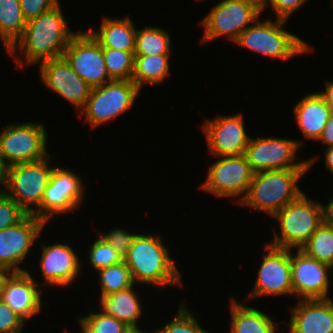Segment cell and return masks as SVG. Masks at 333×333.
Masks as SVG:
<instances>
[{"mask_svg": "<svg viewBox=\"0 0 333 333\" xmlns=\"http://www.w3.org/2000/svg\"><path fill=\"white\" fill-rule=\"evenodd\" d=\"M61 8V5H58L27 21L23 35L9 52L17 61L16 68L24 67L25 63L31 65L63 56L69 42L77 33L68 30ZM18 50L24 60L17 57L15 51Z\"/></svg>", "mask_w": 333, "mask_h": 333, "instance_id": "cell-1", "label": "cell"}, {"mask_svg": "<svg viewBox=\"0 0 333 333\" xmlns=\"http://www.w3.org/2000/svg\"><path fill=\"white\" fill-rule=\"evenodd\" d=\"M160 235L137 234L124 257L134 283L182 286L180 271Z\"/></svg>", "mask_w": 333, "mask_h": 333, "instance_id": "cell-2", "label": "cell"}, {"mask_svg": "<svg viewBox=\"0 0 333 333\" xmlns=\"http://www.w3.org/2000/svg\"><path fill=\"white\" fill-rule=\"evenodd\" d=\"M308 169H275L255 172L240 205L273 216L296 200L303 191L298 182Z\"/></svg>", "mask_w": 333, "mask_h": 333, "instance_id": "cell-3", "label": "cell"}, {"mask_svg": "<svg viewBox=\"0 0 333 333\" xmlns=\"http://www.w3.org/2000/svg\"><path fill=\"white\" fill-rule=\"evenodd\" d=\"M311 201L303 192L296 200L279 210L273 217L280 223V235L274 233L275 248L301 249L324 222V206Z\"/></svg>", "mask_w": 333, "mask_h": 333, "instance_id": "cell-4", "label": "cell"}, {"mask_svg": "<svg viewBox=\"0 0 333 333\" xmlns=\"http://www.w3.org/2000/svg\"><path fill=\"white\" fill-rule=\"evenodd\" d=\"M285 23L287 21L282 19H276L275 22L270 19L261 22L257 19L241 33L235 43L264 56L282 60L311 52V45L282 29Z\"/></svg>", "mask_w": 333, "mask_h": 333, "instance_id": "cell-5", "label": "cell"}, {"mask_svg": "<svg viewBox=\"0 0 333 333\" xmlns=\"http://www.w3.org/2000/svg\"><path fill=\"white\" fill-rule=\"evenodd\" d=\"M262 12L261 0H222L200 22L205 28L201 43L223 35L235 43Z\"/></svg>", "mask_w": 333, "mask_h": 333, "instance_id": "cell-6", "label": "cell"}, {"mask_svg": "<svg viewBox=\"0 0 333 333\" xmlns=\"http://www.w3.org/2000/svg\"><path fill=\"white\" fill-rule=\"evenodd\" d=\"M49 157L50 155L36 162L15 164L5 170L4 193L15 200L27 214H32L40 206L49 183L54 169V166L48 165Z\"/></svg>", "mask_w": 333, "mask_h": 333, "instance_id": "cell-7", "label": "cell"}, {"mask_svg": "<svg viewBox=\"0 0 333 333\" xmlns=\"http://www.w3.org/2000/svg\"><path fill=\"white\" fill-rule=\"evenodd\" d=\"M42 123L9 124L0 134V159L5 168L40 161L49 156Z\"/></svg>", "mask_w": 333, "mask_h": 333, "instance_id": "cell-8", "label": "cell"}, {"mask_svg": "<svg viewBox=\"0 0 333 333\" xmlns=\"http://www.w3.org/2000/svg\"><path fill=\"white\" fill-rule=\"evenodd\" d=\"M140 89L132 80H112L91 88L86 105L80 114L94 129L129 110Z\"/></svg>", "mask_w": 333, "mask_h": 333, "instance_id": "cell-9", "label": "cell"}, {"mask_svg": "<svg viewBox=\"0 0 333 333\" xmlns=\"http://www.w3.org/2000/svg\"><path fill=\"white\" fill-rule=\"evenodd\" d=\"M302 144L295 139L251 137L244 156L254 173L275 169H310L316 161L315 156L295 162L296 153Z\"/></svg>", "mask_w": 333, "mask_h": 333, "instance_id": "cell-10", "label": "cell"}, {"mask_svg": "<svg viewBox=\"0 0 333 333\" xmlns=\"http://www.w3.org/2000/svg\"><path fill=\"white\" fill-rule=\"evenodd\" d=\"M218 158L220 160L210 164L207 179L200 188L217 197H239V204L248 191L254 172L244 155Z\"/></svg>", "mask_w": 333, "mask_h": 333, "instance_id": "cell-11", "label": "cell"}, {"mask_svg": "<svg viewBox=\"0 0 333 333\" xmlns=\"http://www.w3.org/2000/svg\"><path fill=\"white\" fill-rule=\"evenodd\" d=\"M80 179L76 173L55 166L40 206L32 214L47 223L53 214L59 216L76 210L83 201L85 188Z\"/></svg>", "mask_w": 333, "mask_h": 333, "instance_id": "cell-12", "label": "cell"}, {"mask_svg": "<svg viewBox=\"0 0 333 333\" xmlns=\"http://www.w3.org/2000/svg\"><path fill=\"white\" fill-rule=\"evenodd\" d=\"M75 73L91 88L112 81L108 75L102 46L86 32H77L63 53Z\"/></svg>", "mask_w": 333, "mask_h": 333, "instance_id": "cell-13", "label": "cell"}, {"mask_svg": "<svg viewBox=\"0 0 333 333\" xmlns=\"http://www.w3.org/2000/svg\"><path fill=\"white\" fill-rule=\"evenodd\" d=\"M265 254L253 289L246 299L270 295H294L291 282V249L265 244ZM249 297V298H248Z\"/></svg>", "mask_w": 333, "mask_h": 333, "instance_id": "cell-14", "label": "cell"}, {"mask_svg": "<svg viewBox=\"0 0 333 333\" xmlns=\"http://www.w3.org/2000/svg\"><path fill=\"white\" fill-rule=\"evenodd\" d=\"M44 220L27 214L19 223L0 231V266L10 272H26L22 263L35 240L40 236Z\"/></svg>", "mask_w": 333, "mask_h": 333, "instance_id": "cell-15", "label": "cell"}, {"mask_svg": "<svg viewBox=\"0 0 333 333\" xmlns=\"http://www.w3.org/2000/svg\"><path fill=\"white\" fill-rule=\"evenodd\" d=\"M202 124L210 153L217 157L244 155L251 137L245 131L242 113L216 116Z\"/></svg>", "mask_w": 333, "mask_h": 333, "instance_id": "cell-16", "label": "cell"}, {"mask_svg": "<svg viewBox=\"0 0 333 333\" xmlns=\"http://www.w3.org/2000/svg\"><path fill=\"white\" fill-rule=\"evenodd\" d=\"M291 250V282L293 294L300 299H328L332 267L309 257L301 249Z\"/></svg>", "mask_w": 333, "mask_h": 333, "instance_id": "cell-17", "label": "cell"}, {"mask_svg": "<svg viewBox=\"0 0 333 333\" xmlns=\"http://www.w3.org/2000/svg\"><path fill=\"white\" fill-rule=\"evenodd\" d=\"M40 65L39 73L44 85L81 112L91 87L75 73L63 56L43 61Z\"/></svg>", "mask_w": 333, "mask_h": 333, "instance_id": "cell-18", "label": "cell"}, {"mask_svg": "<svg viewBox=\"0 0 333 333\" xmlns=\"http://www.w3.org/2000/svg\"><path fill=\"white\" fill-rule=\"evenodd\" d=\"M29 271L11 272L5 279L0 299L25 322L41 310L40 289Z\"/></svg>", "mask_w": 333, "mask_h": 333, "instance_id": "cell-19", "label": "cell"}, {"mask_svg": "<svg viewBox=\"0 0 333 333\" xmlns=\"http://www.w3.org/2000/svg\"><path fill=\"white\" fill-rule=\"evenodd\" d=\"M80 260L69 244H42L40 258L41 272L45 282L43 285L67 286L78 278Z\"/></svg>", "mask_w": 333, "mask_h": 333, "instance_id": "cell-20", "label": "cell"}, {"mask_svg": "<svg viewBox=\"0 0 333 333\" xmlns=\"http://www.w3.org/2000/svg\"><path fill=\"white\" fill-rule=\"evenodd\" d=\"M291 308L288 333H333V300L300 299Z\"/></svg>", "mask_w": 333, "mask_h": 333, "instance_id": "cell-21", "label": "cell"}, {"mask_svg": "<svg viewBox=\"0 0 333 333\" xmlns=\"http://www.w3.org/2000/svg\"><path fill=\"white\" fill-rule=\"evenodd\" d=\"M295 119L305 138L318 140L332 110L319 93H309L295 104Z\"/></svg>", "mask_w": 333, "mask_h": 333, "instance_id": "cell-22", "label": "cell"}, {"mask_svg": "<svg viewBox=\"0 0 333 333\" xmlns=\"http://www.w3.org/2000/svg\"><path fill=\"white\" fill-rule=\"evenodd\" d=\"M135 25L127 16L120 19L105 17L101 21L98 32L88 29L92 37L102 46L127 52H134L136 42Z\"/></svg>", "mask_w": 333, "mask_h": 333, "instance_id": "cell-23", "label": "cell"}, {"mask_svg": "<svg viewBox=\"0 0 333 333\" xmlns=\"http://www.w3.org/2000/svg\"><path fill=\"white\" fill-rule=\"evenodd\" d=\"M231 333H276L278 328L271 317L253 307L230 299Z\"/></svg>", "mask_w": 333, "mask_h": 333, "instance_id": "cell-24", "label": "cell"}, {"mask_svg": "<svg viewBox=\"0 0 333 333\" xmlns=\"http://www.w3.org/2000/svg\"><path fill=\"white\" fill-rule=\"evenodd\" d=\"M134 285L117 293L100 298V309L118 321L128 325H137L142 316L140 299L133 290Z\"/></svg>", "mask_w": 333, "mask_h": 333, "instance_id": "cell-25", "label": "cell"}, {"mask_svg": "<svg viewBox=\"0 0 333 333\" xmlns=\"http://www.w3.org/2000/svg\"><path fill=\"white\" fill-rule=\"evenodd\" d=\"M170 55L134 56L132 81L141 90L144 84H160L169 75Z\"/></svg>", "mask_w": 333, "mask_h": 333, "instance_id": "cell-26", "label": "cell"}, {"mask_svg": "<svg viewBox=\"0 0 333 333\" xmlns=\"http://www.w3.org/2000/svg\"><path fill=\"white\" fill-rule=\"evenodd\" d=\"M26 24L20 0H0V39L8 53L23 35Z\"/></svg>", "mask_w": 333, "mask_h": 333, "instance_id": "cell-27", "label": "cell"}, {"mask_svg": "<svg viewBox=\"0 0 333 333\" xmlns=\"http://www.w3.org/2000/svg\"><path fill=\"white\" fill-rule=\"evenodd\" d=\"M170 35L159 27L146 26L136 31L134 56L170 55Z\"/></svg>", "mask_w": 333, "mask_h": 333, "instance_id": "cell-28", "label": "cell"}, {"mask_svg": "<svg viewBox=\"0 0 333 333\" xmlns=\"http://www.w3.org/2000/svg\"><path fill=\"white\" fill-rule=\"evenodd\" d=\"M309 257L333 266V224L324 220L301 248Z\"/></svg>", "mask_w": 333, "mask_h": 333, "instance_id": "cell-29", "label": "cell"}, {"mask_svg": "<svg viewBox=\"0 0 333 333\" xmlns=\"http://www.w3.org/2000/svg\"><path fill=\"white\" fill-rule=\"evenodd\" d=\"M101 286V297L117 293L121 290L132 287L133 281L130 269L124 261L119 264L111 265L97 271Z\"/></svg>", "mask_w": 333, "mask_h": 333, "instance_id": "cell-30", "label": "cell"}, {"mask_svg": "<svg viewBox=\"0 0 333 333\" xmlns=\"http://www.w3.org/2000/svg\"><path fill=\"white\" fill-rule=\"evenodd\" d=\"M102 53L111 80H132L134 52L102 48Z\"/></svg>", "mask_w": 333, "mask_h": 333, "instance_id": "cell-31", "label": "cell"}, {"mask_svg": "<svg viewBox=\"0 0 333 333\" xmlns=\"http://www.w3.org/2000/svg\"><path fill=\"white\" fill-rule=\"evenodd\" d=\"M81 325V333H122L126 328V324L118 321L113 316L100 313H92L79 318Z\"/></svg>", "mask_w": 333, "mask_h": 333, "instance_id": "cell-32", "label": "cell"}, {"mask_svg": "<svg viewBox=\"0 0 333 333\" xmlns=\"http://www.w3.org/2000/svg\"><path fill=\"white\" fill-rule=\"evenodd\" d=\"M187 306L181 302L178 313L171 322L165 324L160 329H154V333H210L203 329L196 316H194Z\"/></svg>", "mask_w": 333, "mask_h": 333, "instance_id": "cell-33", "label": "cell"}, {"mask_svg": "<svg viewBox=\"0 0 333 333\" xmlns=\"http://www.w3.org/2000/svg\"><path fill=\"white\" fill-rule=\"evenodd\" d=\"M88 253L89 263L96 271L124 261V258L101 237L96 238Z\"/></svg>", "mask_w": 333, "mask_h": 333, "instance_id": "cell-34", "label": "cell"}, {"mask_svg": "<svg viewBox=\"0 0 333 333\" xmlns=\"http://www.w3.org/2000/svg\"><path fill=\"white\" fill-rule=\"evenodd\" d=\"M27 213L5 193L0 194V231L19 223Z\"/></svg>", "mask_w": 333, "mask_h": 333, "instance_id": "cell-35", "label": "cell"}, {"mask_svg": "<svg viewBox=\"0 0 333 333\" xmlns=\"http://www.w3.org/2000/svg\"><path fill=\"white\" fill-rule=\"evenodd\" d=\"M136 235L137 233L132 234L127 230L115 228L109 233H101L99 236L124 258L127 255Z\"/></svg>", "mask_w": 333, "mask_h": 333, "instance_id": "cell-36", "label": "cell"}, {"mask_svg": "<svg viewBox=\"0 0 333 333\" xmlns=\"http://www.w3.org/2000/svg\"><path fill=\"white\" fill-rule=\"evenodd\" d=\"M25 321L0 299V333L22 332Z\"/></svg>", "mask_w": 333, "mask_h": 333, "instance_id": "cell-37", "label": "cell"}, {"mask_svg": "<svg viewBox=\"0 0 333 333\" xmlns=\"http://www.w3.org/2000/svg\"><path fill=\"white\" fill-rule=\"evenodd\" d=\"M58 5H60L59 0H20V7L26 21L36 18Z\"/></svg>", "mask_w": 333, "mask_h": 333, "instance_id": "cell-38", "label": "cell"}, {"mask_svg": "<svg viewBox=\"0 0 333 333\" xmlns=\"http://www.w3.org/2000/svg\"><path fill=\"white\" fill-rule=\"evenodd\" d=\"M308 0H262V10L270 4L276 14V19L288 20Z\"/></svg>", "mask_w": 333, "mask_h": 333, "instance_id": "cell-39", "label": "cell"}, {"mask_svg": "<svg viewBox=\"0 0 333 333\" xmlns=\"http://www.w3.org/2000/svg\"><path fill=\"white\" fill-rule=\"evenodd\" d=\"M317 141L322 142L327 148L333 146V113L330 115L329 120Z\"/></svg>", "mask_w": 333, "mask_h": 333, "instance_id": "cell-40", "label": "cell"}, {"mask_svg": "<svg viewBox=\"0 0 333 333\" xmlns=\"http://www.w3.org/2000/svg\"><path fill=\"white\" fill-rule=\"evenodd\" d=\"M325 99L326 103L330 106L333 113V81L325 82V91L319 92Z\"/></svg>", "mask_w": 333, "mask_h": 333, "instance_id": "cell-41", "label": "cell"}, {"mask_svg": "<svg viewBox=\"0 0 333 333\" xmlns=\"http://www.w3.org/2000/svg\"><path fill=\"white\" fill-rule=\"evenodd\" d=\"M324 215L325 221L333 224V197L331 200L324 206Z\"/></svg>", "mask_w": 333, "mask_h": 333, "instance_id": "cell-42", "label": "cell"}, {"mask_svg": "<svg viewBox=\"0 0 333 333\" xmlns=\"http://www.w3.org/2000/svg\"><path fill=\"white\" fill-rule=\"evenodd\" d=\"M325 166L333 173V146L325 149Z\"/></svg>", "mask_w": 333, "mask_h": 333, "instance_id": "cell-43", "label": "cell"}, {"mask_svg": "<svg viewBox=\"0 0 333 333\" xmlns=\"http://www.w3.org/2000/svg\"><path fill=\"white\" fill-rule=\"evenodd\" d=\"M138 325H128L122 333H154V331H144L143 329L138 328Z\"/></svg>", "mask_w": 333, "mask_h": 333, "instance_id": "cell-44", "label": "cell"}, {"mask_svg": "<svg viewBox=\"0 0 333 333\" xmlns=\"http://www.w3.org/2000/svg\"><path fill=\"white\" fill-rule=\"evenodd\" d=\"M10 271L5 268L0 266V293L4 284L5 279L10 275Z\"/></svg>", "mask_w": 333, "mask_h": 333, "instance_id": "cell-45", "label": "cell"}, {"mask_svg": "<svg viewBox=\"0 0 333 333\" xmlns=\"http://www.w3.org/2000/svg\"><path fill=\"white\" fill-rule=\"evenodd\" d=\"M5 170H6V168L3 166L1 159H0V187H5ZM1 193H4L3 189L0 190V194Z\"/></svg>", "mask_w": 333, "mask_h": 333, "instance_id": "cell-46", "label": "cell"}]
</instances>
